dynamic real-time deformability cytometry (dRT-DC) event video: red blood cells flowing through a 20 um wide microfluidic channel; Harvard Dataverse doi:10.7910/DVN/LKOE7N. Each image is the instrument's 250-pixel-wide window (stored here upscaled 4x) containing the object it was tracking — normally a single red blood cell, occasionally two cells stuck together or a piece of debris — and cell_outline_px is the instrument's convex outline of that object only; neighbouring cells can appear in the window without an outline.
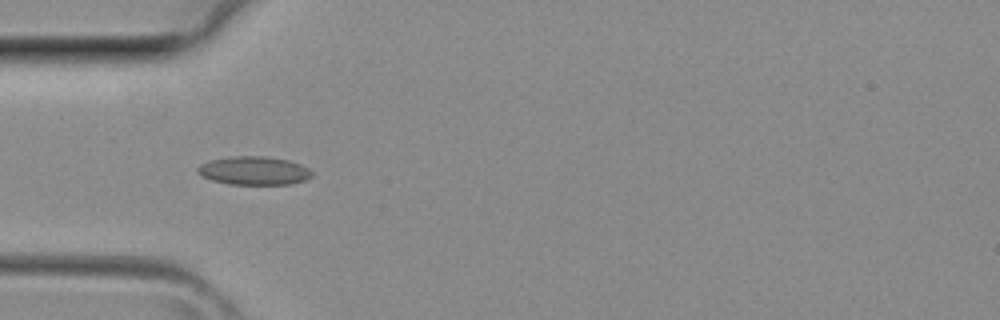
{"species": "common noctule bat (a hibernating species)", "species_latin": "Nyctalus noctula", "temperature_condition": "room temperature", "stored_images_in_passage": 32, "camera_frame_rate_fps": 3000, "um_per_image_px": 0.085, "animal": {"sex": "female", "body_mass_g": 29.2, "forearm_length_mm": 56.3}, "frame": {"image": 1, "passage_image": 5, "time_ms": 1.333, "image_size_px": [1000, 320], "cell_outline_px": [[312, 176], [304, 180], [292, 184], [228, 184], [212, 180], [200, 176], [196, 172], [196, 168], [200, 164], [208, 160], [232, 156], [264, 156], [288, 160], [300, 164], [308, 168], [312, 172]], "centroid_in_image_um": [21.54, 14.5], "position_along_channel_um": 63.5, "area_um2": 19.07}}
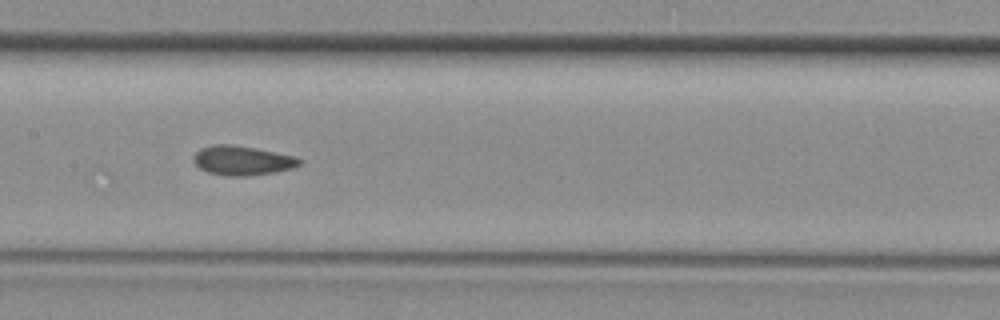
{"frame": {"image": 2, "passage_image": 12, "time_ms": 3.667, "image_size_px": [1000, 320], "cell_outline_px": [[300, 164], [292, 168], [272, 172], [244, 176], [224, 176], [208, 172], [200, 168], [192, 160], [196, 152], [200, 148], [212, 144], [228, 144], [256, 148], [296, 156], [300, 160]], "centroid_in_image_um": [20.55, 13.63], "position_along_channel_um": 186.8, "area_um2": 18.03}}
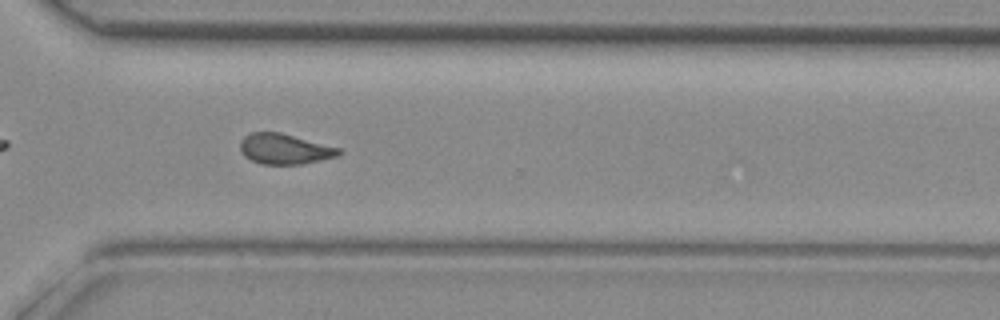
{"frame": {"image": 3, "passage_image": 21, "time_ms": 6.667, "image_size_px": [1000, 320], "cell_outline_px": [[344, 152], [340, 156], [300, 164], [264, 164], [252, 160], [244, 156], [240, 148], [240, 140], [244, 136], [252, 132], [280, 132], [340, 148]], "centroid_in_image_um": [24.21, 12.66], "position_along_channel_um": 346.4, "area_um2": 17.46}}